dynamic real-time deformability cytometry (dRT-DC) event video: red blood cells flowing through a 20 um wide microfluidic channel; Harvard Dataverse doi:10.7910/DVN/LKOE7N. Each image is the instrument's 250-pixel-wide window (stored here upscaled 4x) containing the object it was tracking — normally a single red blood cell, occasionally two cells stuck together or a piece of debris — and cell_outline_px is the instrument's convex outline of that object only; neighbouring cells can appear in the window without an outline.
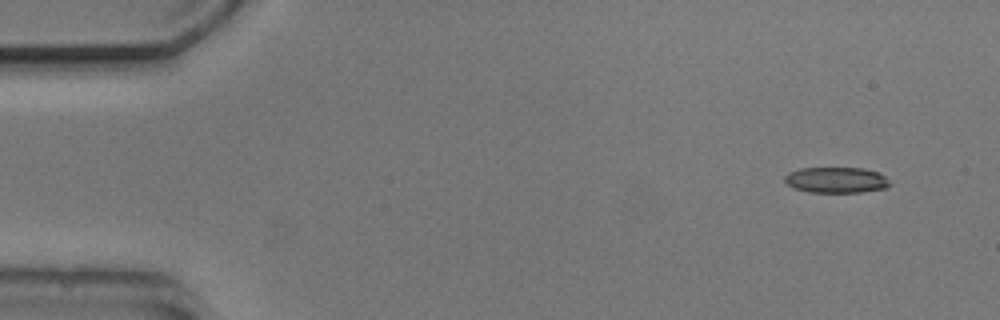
{"species": "common noctule bat (a hibernating species)", "species_latin": "Nyctalus noctula", "temperature_condition": "cold", "stored_images_in_passage": 4, "camera_frame_rate_fps": 3000, "um_per_image_px": 0.085, "animal": {"sex": "male", "body_mass_g": 20.5, "forearm_length_mm": 52.5}, "frame": {"image": 1, "passage_image": 1, "time_ms": 0.0, "image_size_px": [1000, 320], "cell_outline_px": [[892, 184], [888, 188], [860, 192], [808, 192], [792, 188], [784, 180], [784, 176], [788, 172], [800, 168], [864, 168], [880, 172]], "centroid_in_image_um": [71.09, 15.3], "position_along_channel_um": 13.9, "area_um2": 16.01}}
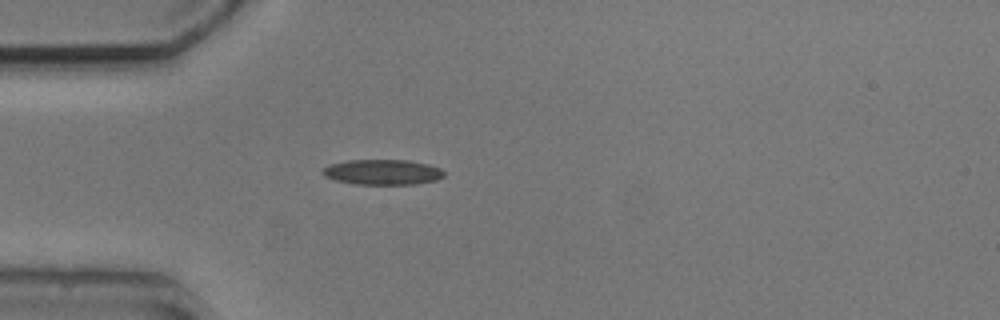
{"frame": {"image": 2, "passage_image": 4, "time_ms": 3.667, "image_size_px": [1000, 320], "cell_outline_px": [[444, 176], [436, 180], [416, 184], [352, 184], [336, 180], [324, 176], [320, 172], [328, 164], [348, 160], [408, 160], [428, 164], [440, 168], [444, 172]], "centroid_in_image_um": [32.49, 14.63], "position_along_channel_um": 52.5, "area_um2": 17.98}}